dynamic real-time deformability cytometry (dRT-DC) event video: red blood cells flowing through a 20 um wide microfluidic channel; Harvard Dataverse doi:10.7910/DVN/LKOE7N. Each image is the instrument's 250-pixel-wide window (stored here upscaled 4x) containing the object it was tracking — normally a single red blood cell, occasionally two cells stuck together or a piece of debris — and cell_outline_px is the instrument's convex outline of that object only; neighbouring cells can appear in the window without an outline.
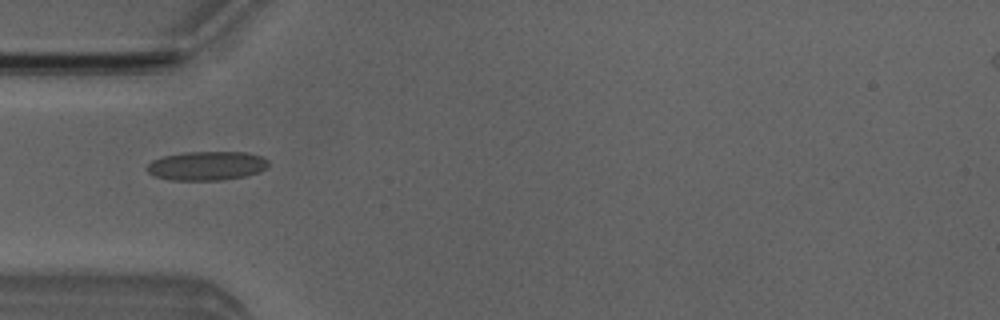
{"species": "Egyptian fruit bat (a non-hibernating species)", "species_latin": "Rousettus aegyptiacus", "temperature_condition": "room temperature", "stored_images_in_passage": 5, "camera_frame_rate_fps": 3000, "um_per_image_px": 0.085, "animal": {"sex": "male"}, "frame": {"image": 1, "passage_image": 5, "time_ms": 4.333, "image_size_px": [1000, 320], "cell_outline_px": [[268, 168], [260, 172], [244, 176], [220, 180], [172, 180], [156, 176], [148, 172], [144, 168], [152, 160], [164, 156], [184, 152], [248, 152], [260, 156], [268, 160]], "centroid_in_image_um": [17.58, 14.09], "position_along_channel_um": 67.4, "area_um2": 20.58}}